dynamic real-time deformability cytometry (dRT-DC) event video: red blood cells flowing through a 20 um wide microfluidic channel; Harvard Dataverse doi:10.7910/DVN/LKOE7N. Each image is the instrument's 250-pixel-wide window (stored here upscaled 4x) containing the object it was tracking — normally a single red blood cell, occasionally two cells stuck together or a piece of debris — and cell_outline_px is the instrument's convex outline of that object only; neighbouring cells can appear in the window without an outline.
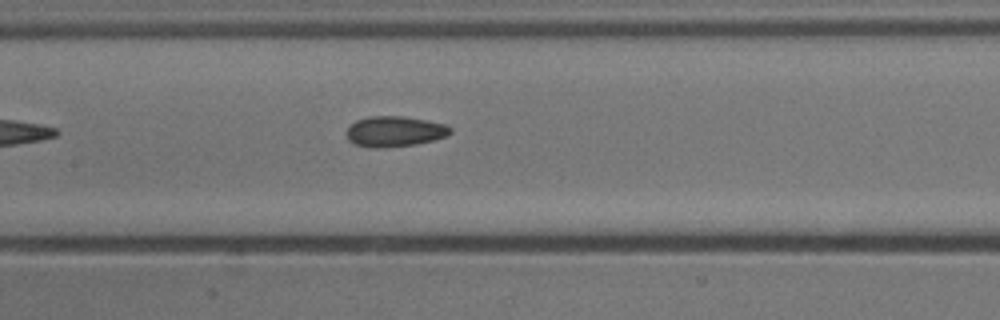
{"species": "common noctule bat (a hibernating species)", "species_latin": "Nyctalus noctula", "temperature_condition": "cold", "stored_images_in_passage": 7, "camera_frame_rate_fps": 3000, "um_per_image_px": 0.085, "animal": {"sex": "male", "body_mass_g": 13.3}, "frame": {"image": 1, "passage_image": 7, "time_ms": 2.0, "image_size_px": [1000, 320], "cell_outline_px": [[452, 132], [444, 136], [432, 140], [416, 144], [384, 148], [368, 148], [352, 144], [348, 140], [344, 132], [356, 120], [368, 116], [404, 116], [428, 120], [444, 124], [452, 128]], "centroid_in_image_um": [33.48, 11.18], "position_along_channel_um": 173.9, "area_um2": 18.73}}